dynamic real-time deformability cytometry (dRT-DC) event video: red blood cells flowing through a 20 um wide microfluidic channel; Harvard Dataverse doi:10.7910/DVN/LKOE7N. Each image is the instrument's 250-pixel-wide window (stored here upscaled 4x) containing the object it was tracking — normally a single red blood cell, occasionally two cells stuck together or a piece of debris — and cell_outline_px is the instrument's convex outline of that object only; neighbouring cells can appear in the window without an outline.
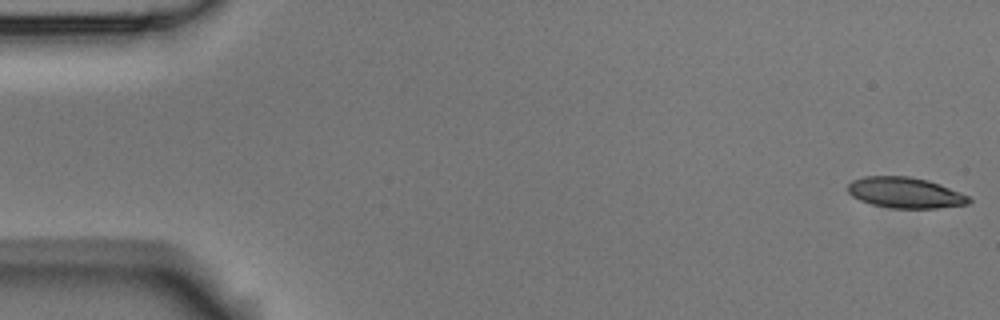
{"species": "Egyptian fruit bat (a non-hibernating species)", "species_latin": "Rousettus aegyptiacus", "temperature_condition": "room temperature", "stored_images_in_passage": 13, "camera_frame_rate_fps": 3000, "um_per_image_px": 0.085, "animal": {"sex": "male"}, "frame": {"image": 1, "passage_image": 1, "time_ms": 0.0, "image_size_px": [1000, 320], "cell_outline_px": [[972, 200], [968, 204], [936, 208], [892, 208], [872, 204], [860, 200], [852, 196], [848, 192], [848, 184], [852, 180], [864, 176], [908, 176], [928, 180], [940, 184], [960, 192], [968, 196]], "centroid_in_image_um": [76.93, 16.37], "position_along_channel_um": 8.1, "area_um2": 21.68}}